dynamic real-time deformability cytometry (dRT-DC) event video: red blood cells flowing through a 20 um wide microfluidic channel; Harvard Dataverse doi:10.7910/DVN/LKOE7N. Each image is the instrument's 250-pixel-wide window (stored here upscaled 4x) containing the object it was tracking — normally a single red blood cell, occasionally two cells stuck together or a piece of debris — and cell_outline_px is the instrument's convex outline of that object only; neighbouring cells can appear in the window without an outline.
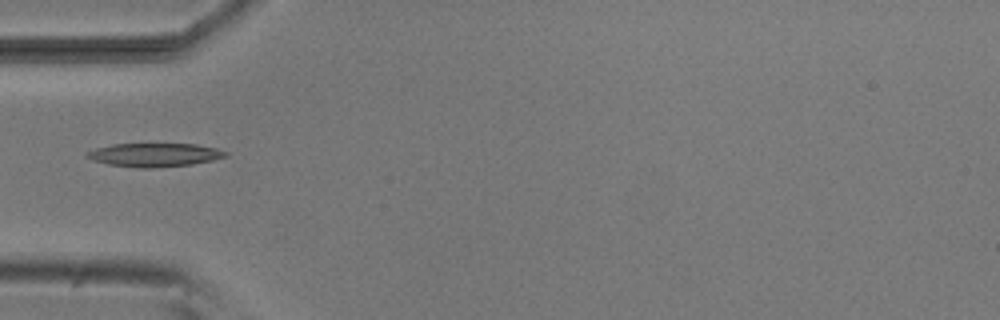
{"species": "common noctule bat (a hibernating species)", "species_latin": "Nyctalus noctula", "temperature_condition": "room temperature", "stored_images_in_passage": 37, "camera_frame_rate_fps": 3000, "um_per_image_px": 0.085, "animal": {"sex": "male", "body_mass_g": 20.5, "forearm_length_mm": 52.5}, "frame": {"image": 1, "passage_image": 1, "time_ms": 0.0, "image_size_px": [1000, 320], "cell_outline_px": [[228, 156], [212, 160], [192, 164], [152, 168], [136, 168], [108, 164], [92, 160], [84, 156], [84, 152], [96, 148], [112, 144], [196, 144], [216, 148], [228, 152]], "centroid_in_image_um": [13.1, 13.16], "position_along_channel_um": 71.9, "area_um2": 19.13}}
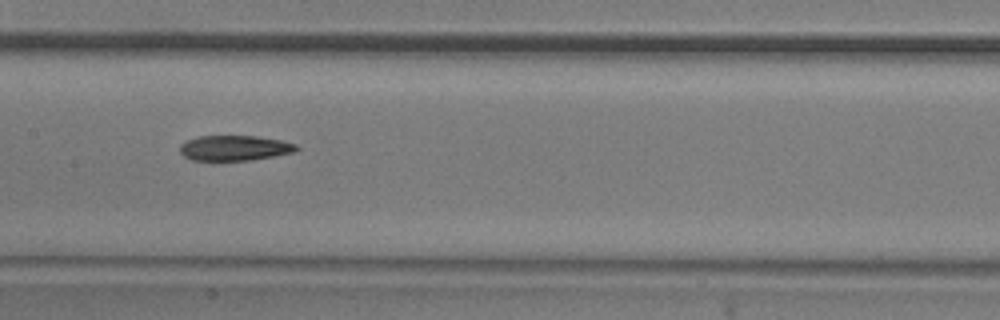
{"frame": {"image": 2, "passage_image": 10, "time_ms": 3.0, "image_size_px": [1000, 320], "cell_outline_px": [[300, 148], [296, 152], [252, 160], [212, 164], [192, 160], [184, 156], [180, 152], [180, 144], [196, 136], [256, 136], [280, 140], [296, 144]], "centroid_in_image_um": [19.89, 12.63], "position_along_channel_um": 187.5, "area_um2": 18.03}}
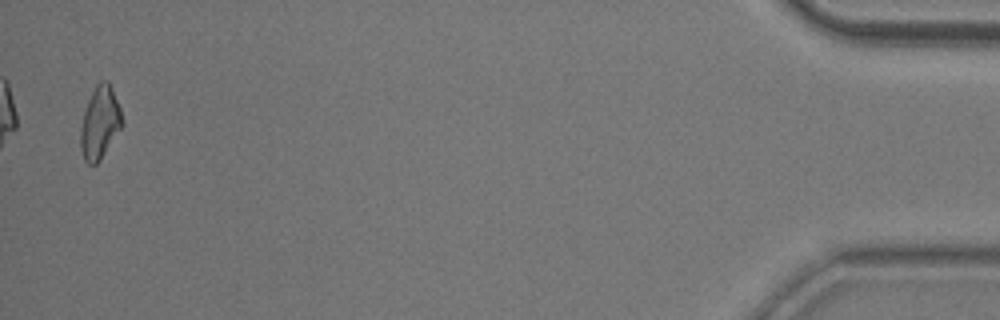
{"frame": {"image": 3, "passage_image": 36, "time_ms": 11.667, "image_size_px": [1000, 320], "cell_outline_px": [[124, 124], [100, 160], [96, 164], [88, 164], [84, 160], [80, 148], [80, 128], [84, 112], [88, 100], [96, 84], [100, 80], [108, 80], [112, 88], [120, 108], [124, 120]], "centroid_in_image_um": [8.49, 10.43], "position_along_channel_um": 426.7, "area_um2": 17.69}}